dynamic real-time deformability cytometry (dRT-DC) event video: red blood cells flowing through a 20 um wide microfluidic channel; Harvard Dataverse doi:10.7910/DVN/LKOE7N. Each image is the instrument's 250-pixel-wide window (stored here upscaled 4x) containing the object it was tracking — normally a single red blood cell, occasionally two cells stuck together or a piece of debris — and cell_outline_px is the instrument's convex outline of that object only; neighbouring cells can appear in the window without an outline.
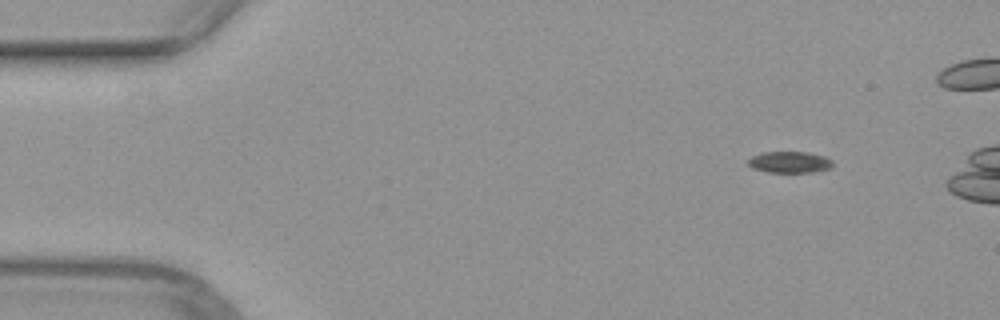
{"species": "common noctule bat (a hibernating species)", "species_latin": "Nyctalus noctula", "temperature_condition": "warm", "stored_images_in_passage": 48, "camera_frame_rate_fps": 3000, "um_per_image_px": 0.085, "animal": {"sex": "female", "body_mass_g": 29.2, "forearm_length_mm": 56.3}, "frame": {"image": 1, "passage_image": 2, "time_ms": 0.333, "image_size_px": [1000, 320], "cell_outline_px": [[832, 168], [812, 172], [768, 172], [752, 168], [748, 164], [748, 160], [752, 156], [764, 152], [808, 152], [824, 156], [832, 160]], "centroid_in_image_um": [67.13, 13.78], "position_along_channel_um": 17.9, "area_um2": 10.52}}
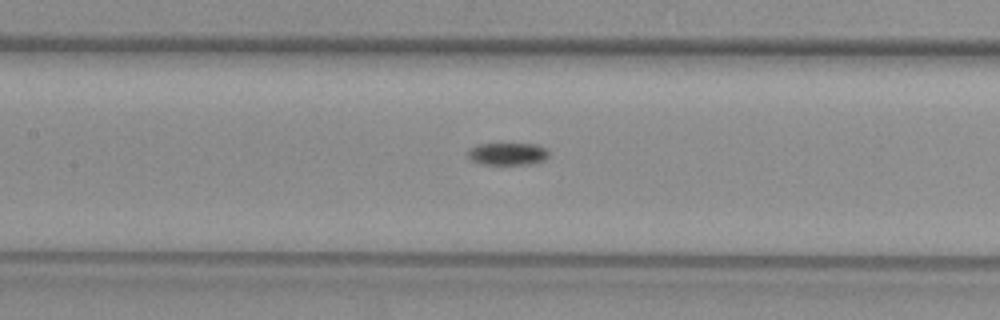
{"frame": {"image": 2, "passage_image": 20, "time_ms": 6.333, "image_size_px": [1000, 320], "cell_outline_px": [[548, 156], [544, 160], [536, 164], [480, 164], [472, 160], [468, 156], [468, 152], [472, 148], [480, 144], [536, 144], [544, 148], [548, 152]], "centroid_in_image_um": [43.18, 13.09], "position_along_channel_um": 164.2, "area_um2": 10.4}}
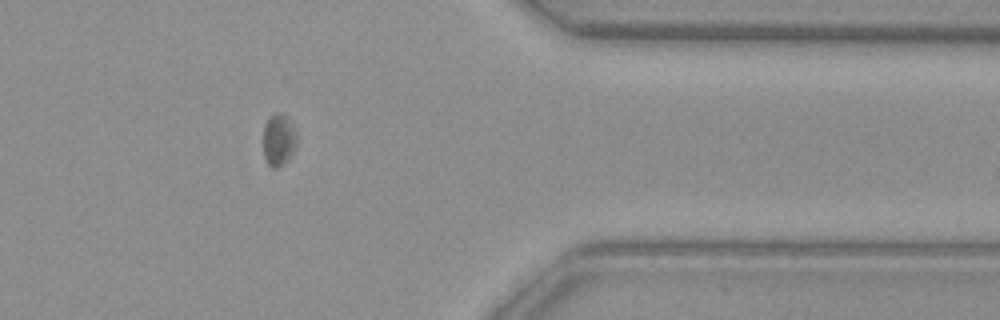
{"frame": {"image": 3, "passage_image": 38, "time_ms": 12.333, "image_size_px": [1000, 320], "cell_outline_px": [[296, 144], [292, 156], [284, 164], [276, 168], [272, 168], [268, 164], [264, 156], [264, 124], [268, 116], [276, 112], [280, 112], [288, 120], [296, 132]], "centroid_in_image_um": [23.68, 11.9], "position_along_channel_um": 387.7, "area_um2": 10.17}}